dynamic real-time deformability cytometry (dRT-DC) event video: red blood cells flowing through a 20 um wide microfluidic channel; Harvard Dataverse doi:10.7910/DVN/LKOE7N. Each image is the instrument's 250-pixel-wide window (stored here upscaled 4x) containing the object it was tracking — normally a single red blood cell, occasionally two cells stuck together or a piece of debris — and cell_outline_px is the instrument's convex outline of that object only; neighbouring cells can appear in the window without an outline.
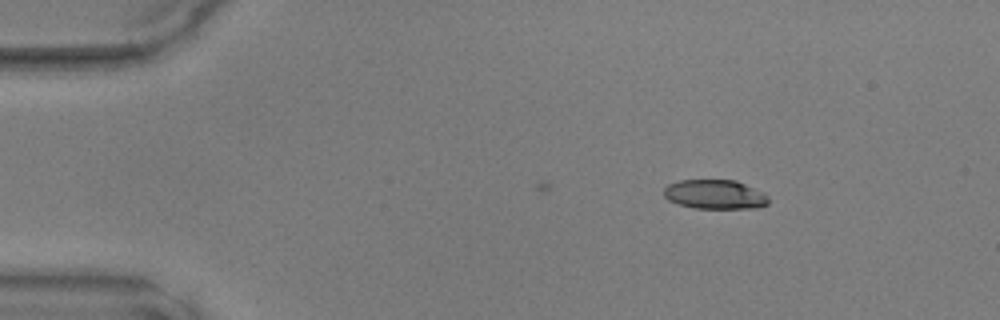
{"species": "common noctule bat (a hibernating species)", "species_latin": "Nyctalus noctula", "temperature_condition": "warm", "stored_images_in_passage": 4, "camera_frame_rate_fps": 3000, "um_per_image_px": 0.085, "animal": {"sex": "male", "body_mass_g": 17.9, "forearm_length_mm": 54.2}, "frame": {"image": 1, "passage_image": 4, "time_ms": 1.0, "image_size_px": [1000, 320], "cell_outline_px": [[768, 204], [756, 208], [692, 208], [668, 200], [664, 196], [664, 188], [668, 184], [680, 180], [736, 180], [764, 192], [768, 196]], "centroid_in_image_um": [60.78, 16.52], "position_along_channel_um": 24.2, "area_um2": 17.92}}